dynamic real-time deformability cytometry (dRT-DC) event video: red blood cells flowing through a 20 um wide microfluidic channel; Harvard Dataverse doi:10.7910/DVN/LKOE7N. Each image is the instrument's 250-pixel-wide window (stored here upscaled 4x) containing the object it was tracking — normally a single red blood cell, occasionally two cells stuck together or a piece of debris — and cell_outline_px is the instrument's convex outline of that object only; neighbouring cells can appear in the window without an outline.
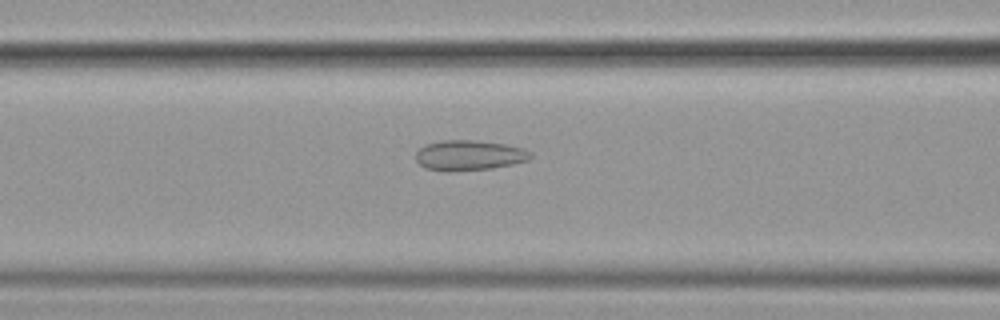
{"species": "common noctule bat (a hibernating species)", "species_latin": "Nyctalus noctula", "temperature_condition": "cold", "stored_images_in_passage": 32, "camera_frame_rate_fps": 3000, "um_per_image_px": 0.085, "animal": {"sex": "female", "body_mass_g": 19.9}, "frame": {"image": 1, "passage_image": 5, "time_ms": 1.333, "image_size_px": [1000, 320], "cell_outline_px": [[532, 156], [528, 160], [512, 164], [492, 168], [448, 172], [444, 172], [424, 168], [416, 160], [416, 152], [424, 144], [440, 140], [476, 140], [504, 144], [524, 148], [532, 152]], "centroid_in_image_um": [39.85, 13.2], "position_along_channel_um": 126.7, "area_um2": 20.46}}
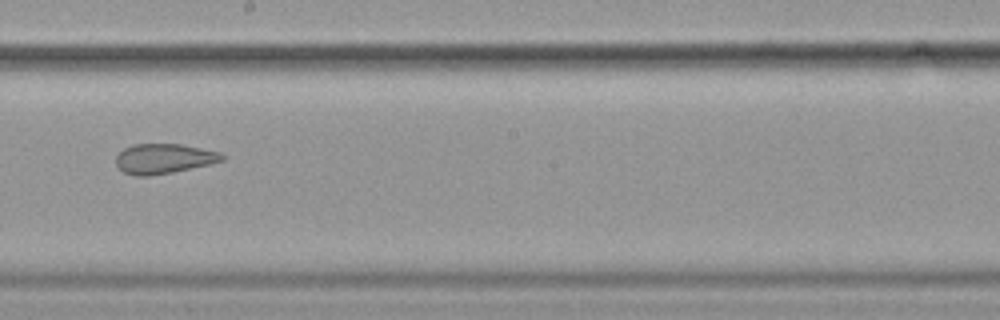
{"frame": {"image": 2, "passage_image": 14, "time_ms": 4.333, "image_size_px": [1000, 320], "cell_outline_px": [[224, 160], [212, 164], [172, 172], [148, 176], [136, 176], [124, 172], [116, 164], [116, 156], [124, 148], [132, 144], [180, 144], [220, 152], [224, 156]], "centroid_in_image_um": [13.93, 13.48], "position_along_channel_um": 234.3, "area_um2": 18.44}}
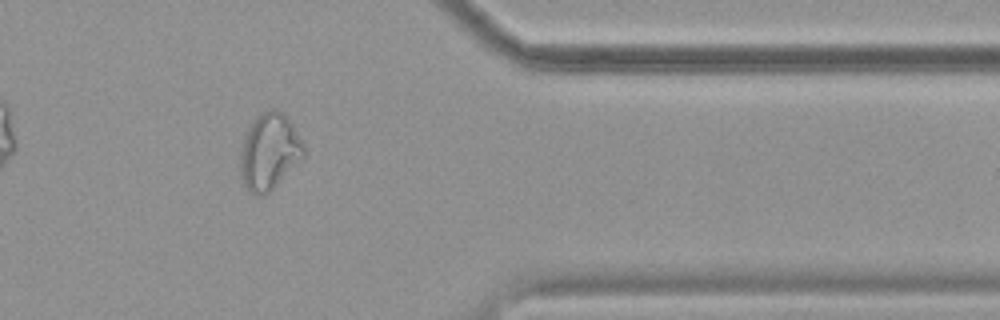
{"frame": {"image": 3, "passage_image": 28, "time_ms": 9.0, "image_size_px": [1000, 320], "cell_outline_px": [[304, 156], [264, 196], [256, 196], [248, 192], [240, 176], [240, 152], [244, 132], [252, 120], [256, 116], [272, 108], [276, 108], [284, 112], [292, 124], [304, 144]], "centroid_in_image_um": [22.85, 12.86], "position_along_channel_um": 388.6, "area_um2": 28.38}}